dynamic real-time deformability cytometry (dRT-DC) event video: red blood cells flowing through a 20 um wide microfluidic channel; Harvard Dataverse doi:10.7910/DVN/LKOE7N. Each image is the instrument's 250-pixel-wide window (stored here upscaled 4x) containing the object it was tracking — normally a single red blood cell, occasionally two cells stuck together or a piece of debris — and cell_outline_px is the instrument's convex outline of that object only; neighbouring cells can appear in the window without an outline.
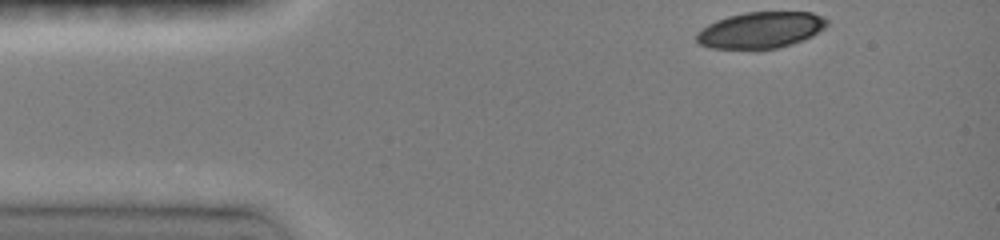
{"species": "common noctule bat (a hibernating species)", "species_latin": "Nyctalus noctula", "temperature_condition": "room temperature", "stored_images_in_passage": 6, "camera_frame_rate_fps": 3000, "um_per_image_px": 0.085, "animal": {"sex": "female", "body_mass_g": 19.0, "forearm_length_mm": 51.5}, "frame": {"image": 1, "passage_image": 1, "time_ms": 0.0, "image_size_px": [1000, 240], "cell_outline_px": [[828, 24], [824, 28], [812, 36], [792, 44], [776, 48], [712, 48], [700, 44], [696, 40], [696, 32], [708, 24], [716, 20], [728, 16], [744, 12], [812, 12], [828, 20]], "centroid_in_image_um": [64.65, 2.54], "position_along_channel_um": 20.4, "area_um2": 27.4}}